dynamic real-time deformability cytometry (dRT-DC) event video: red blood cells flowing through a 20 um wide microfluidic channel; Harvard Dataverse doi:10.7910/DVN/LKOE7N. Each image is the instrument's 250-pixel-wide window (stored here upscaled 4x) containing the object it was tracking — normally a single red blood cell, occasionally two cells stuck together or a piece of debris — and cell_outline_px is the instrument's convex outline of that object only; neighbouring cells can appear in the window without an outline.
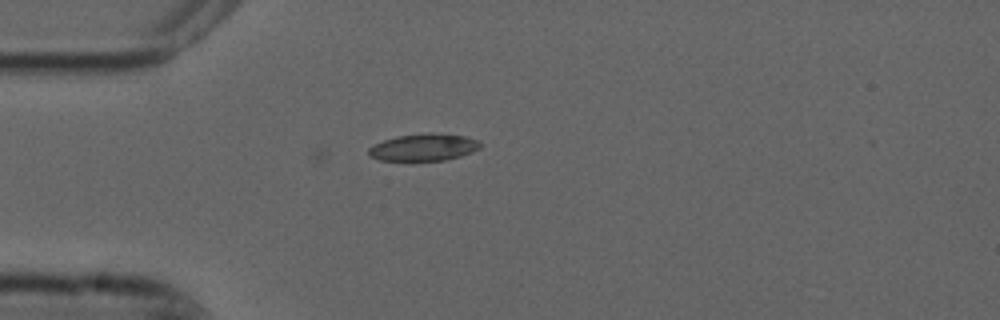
{"species": "common noctule bat (a hibernating species)", "species_latin": "Nyctalus noctula", "temperature_condition": "cold", "stored_images_in_passage": 6, "camera_frame_rate_fps": 3000, "um_per_image_px": 0.085, "animal": {"sex": "male", "forearm_length_mm": 52.5}, "frame": {"image": 1, "passage_image": 5, "time_ms": 1.333, "image_size_px": [1000, 320], "cell_outline_px": [[480, 148], [472, 152], [460, 156], [444, 160], [380, 160], [368, 156], [368, 148], [384, 140], [396, 136], [428, 132], [432, 132], [464, 136], [476, 140], [480, 144]], "centroid_in_image_um": [35.99, 12.51], "position_along_channel_um": 49.0, "area_um2": 17.51}}